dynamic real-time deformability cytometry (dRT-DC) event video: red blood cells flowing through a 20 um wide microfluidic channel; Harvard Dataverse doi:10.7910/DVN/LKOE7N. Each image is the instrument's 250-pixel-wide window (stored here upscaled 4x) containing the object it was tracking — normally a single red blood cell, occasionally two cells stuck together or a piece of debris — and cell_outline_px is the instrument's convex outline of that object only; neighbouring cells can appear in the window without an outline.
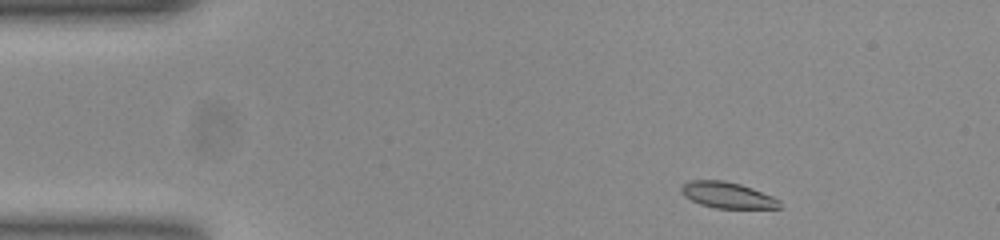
{"species": "common noctule bat (a hibernating species)", "species_latin": "Nyctalus noctula", "temperature_condition": "room temperature", "stored_images_in_passage": 47, "camera_frame_rate_fps": 3000, "um_per_image_px": 0.085, "animal": {"sex": "female", "body_mass_g": 23.0, "forearm_length_mm": 53.4}, "frame": {"image": 1, "passage_image": 2, "time_ms": 0.333, "image_size_px": [1000, 240], "cell_outline_px": [[780, 208], [716, 208], [700, 204], [684, 196], [680, 192], [680, 188], [684, 184], [692, 180], [724, 180], [740, 184], [752, 188], [772, 196], [780, 200]], "centroid_in_image_um": [61.82, 16.58], "position_along_channel_um": 23.2, "area_um2": 14.85}}
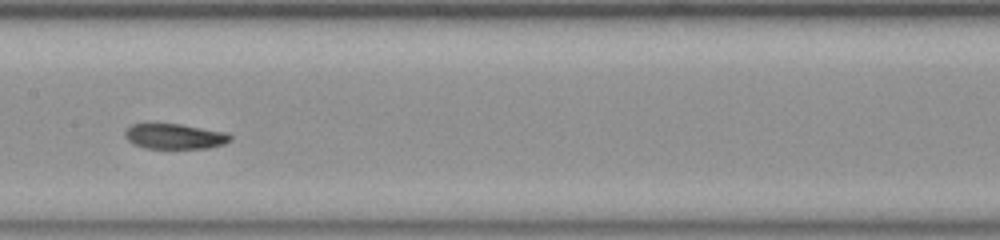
{"frame": {"image": 2, "passage_image": 21, "time_ms": 6.667, "image_size_px": [1000, 240], "cell_outline_px": [[232, 140], [224, 144], [208, 148], [144, 148], [132, 144], [124, 136], [124, 132], [132, 124], [180, 124], [228, 132], [232, 136]], "centroid_in_image_um": [14.88, 11.59], "position_along_channel_um": 192.5, "area_um2": 15.61}}
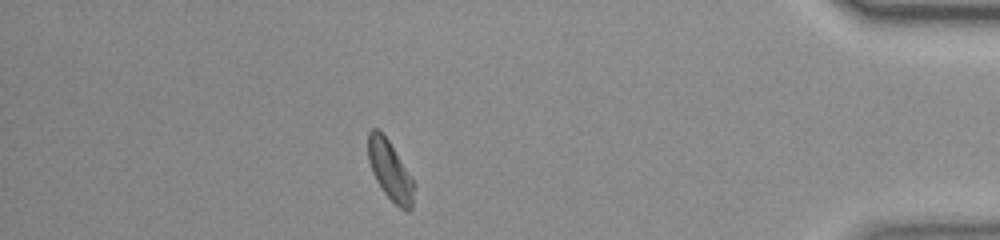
{"frame": {"image": 3, "passage_image": 41, "time_ms": 13.333, "image_size_px": [1000, 240], "cell_outline_px": [[416, 184], [412, 208], [408, 212], [404, 212], [384, 192], [376, 180], [372, 172], [368, 160], [368, 132], [372, 128], [376, 128], [388, 140]], "centroid_in_image_um": [33.18, 14.54], "position_along_channel_um": 402.0, "area_um2": 15.84}, "authors_computed_cell_mechanics": {"area_um2": 16.0106, "velocity_mm_per_s": 3.8415, "shape_relaxation_time_tau1_ms": 5.1671, "shape_relaxation_time_tau2_ms": 9.6807, "deformation_change_tau1": 0.1424, "deformation_change_tau2": 0.1607}}